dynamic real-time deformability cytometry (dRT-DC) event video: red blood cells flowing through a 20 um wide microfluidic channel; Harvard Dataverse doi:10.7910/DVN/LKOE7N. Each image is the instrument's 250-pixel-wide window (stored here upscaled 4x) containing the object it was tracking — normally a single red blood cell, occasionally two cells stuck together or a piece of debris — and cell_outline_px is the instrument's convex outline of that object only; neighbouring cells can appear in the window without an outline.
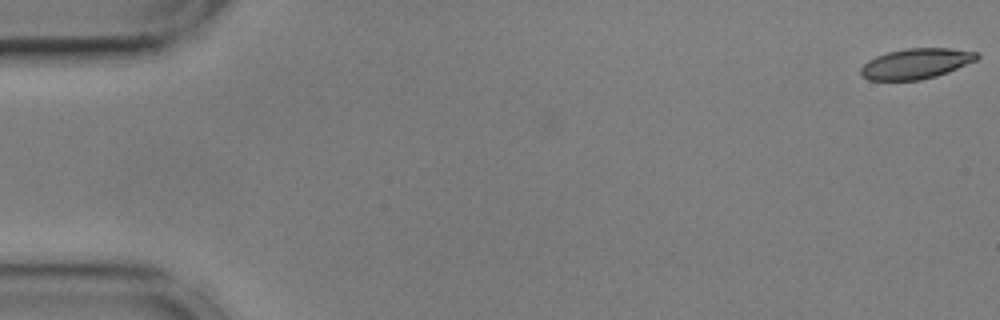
{"species": "common noctule bat (a hibernating species)", "species_latin": "Nyctalus noctula", "temperature_condition": "cold", "stored_images_in_passage": 55, "camera_frame_rate_fps": 3000, "um_per_image_px": 0.085, "animal": {"sex": "male", "body_mass_g": 17.9, "forearm_length_mm": 54.2}, "frame": {"image": 1, "passage_image": 1, "time_ms": 0.0, "image_size_px": [1000, 320], "cell_outline_px": [[980, 56], [976, 60], [948, 72], [936, 76], [920, 80], [868, 80], [860, 76], [860, 68], [868, 60], [876, 56], [888, 52], [908, 48], [948, 48], [976, 52]], "centroid_in_image_um": [77.82, 5.41], "position_along_channel_um": 7.2, "area_um2": 20.52}}
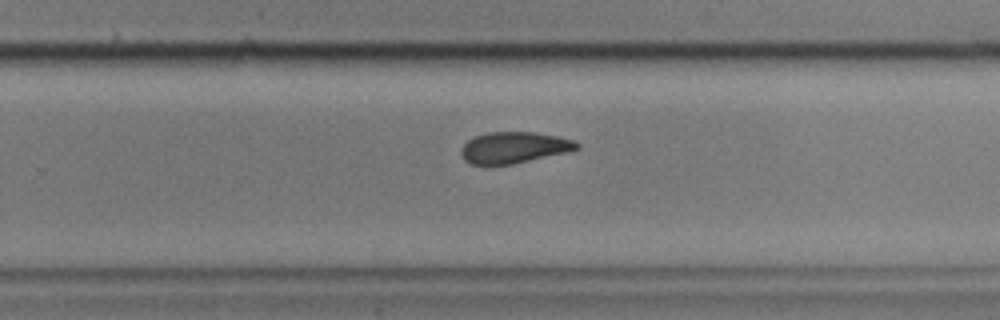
{"frame": {"image": 2, "passage_image": 36, "time_ms": 11.667, "image_size_px": [1000, 320], "cell_outline_px": [[580, 148], [564, 152], [512, 164], [472, 164], [464, 160], [460, 152], [460, 148], [468, 140], [476, 136], [488, 132], [536, 132], [556, 136], [572, 140], [580, 144]], "centroid_in_image_um": [43.65, 12.53], "position_along_channel_um": 286.2, "area_um2": 20.75}}
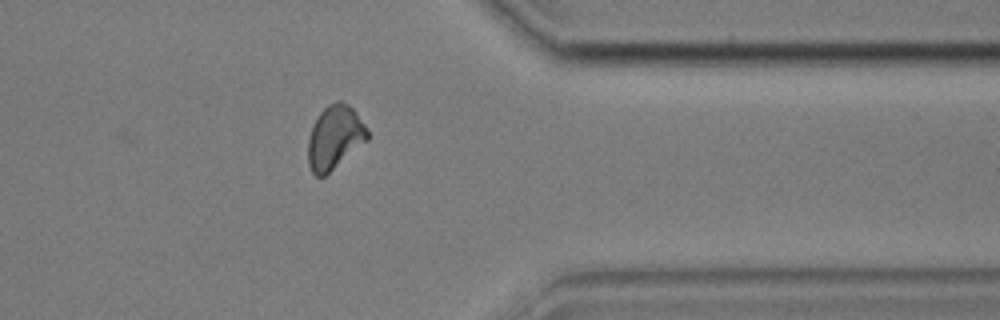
{"frame": {"image": 3, "passage_image": 45, "time_ms": 14.667, "image_size_px": [1000, 320], "cell_outline_px": [[368, 140], [324, 176], [316, 176], [312, 172], [308, 164], [308, 140], [312, 124], [320, 112], [328, 104], [336, 100], [340, 100], [348, 104], [356, 112], [368, 128]], "centroid_in_image_um": [28.45, 11.65], "position_along_channel_um": 383.0, "area_um2": 22.08}, "authors_computed_cell_mechanics": {"area_um2": 21.7906, "velocity_mm_per_s": 3.5868, "shape_relaxation_time_tau1_ms": 7.9265, "shape_relaxation_time_tau2_ms": 3.3706, "deformation_change_tau1": 0.1863, "deformation_change_tau2": 0.0837}}